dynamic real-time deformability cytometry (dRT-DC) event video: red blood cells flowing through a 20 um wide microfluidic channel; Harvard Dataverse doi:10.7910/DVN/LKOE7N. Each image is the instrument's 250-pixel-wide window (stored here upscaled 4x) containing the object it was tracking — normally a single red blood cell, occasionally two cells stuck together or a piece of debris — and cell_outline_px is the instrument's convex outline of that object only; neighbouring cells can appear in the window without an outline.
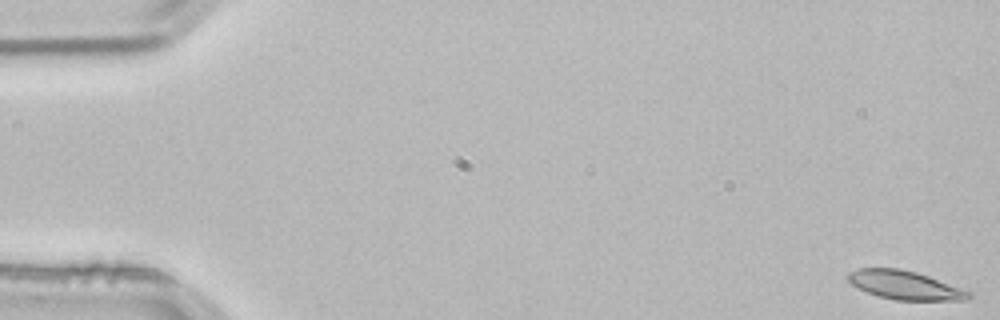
{"species": "common noctule bat (a hibernating species)", "species_latin": "Nyctalus noctula", "temperature_condition": "room temperature", "stored_images_in_passage": 53, "camera_frame_rate_fps": 3000, "um_per_image_px": 0.085, "animal": {"sex": "male", "body_mass_g": 21.5, "forearm_length_mm": 52.0}, "frame": {"image": 1, "passage_image": 1, "time_ms": 0.0, "image_size_px": [1000, 320], "cell_outline_px": [[976, 296], [968, 300], [896, 300], [880, 296], [868, 292], [852, 284], [844, 276], [848, 272], [860, 268], [900, 268], [916, 272], [928, 276], [972, 292]], "centroid_in_image_um": [76.95, 24.23], "position_along_channel_um": 8.1, "area_um2": 20.17}}
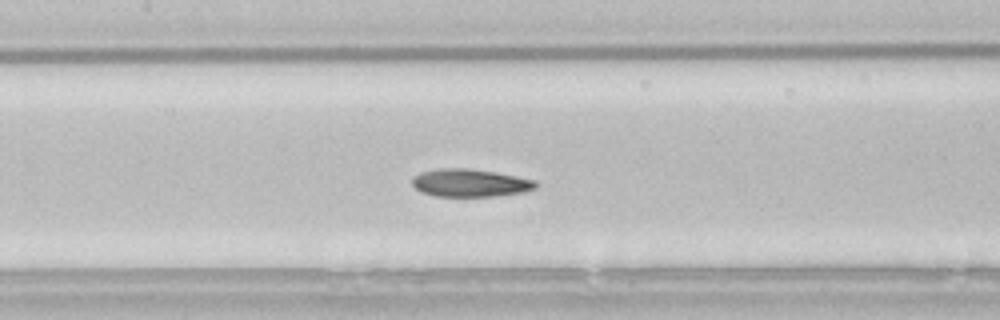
{"frame": {"image": 2, "passage_image": 25, "time_ms": 8.0, "image_size_px": [1000, 320], "cell_outline_px": [[536, 188], [524, 192], [496, 196], [436, 196], [420, 192], [412, 184], [412, 180], [420, 172], [440, 168], [468, 168], [496, 172], [536, 180]], "centroid_in_image_um": [39.96, 15.54], "position_along_channel_um": 167.4, "area_um2": 20.0}}
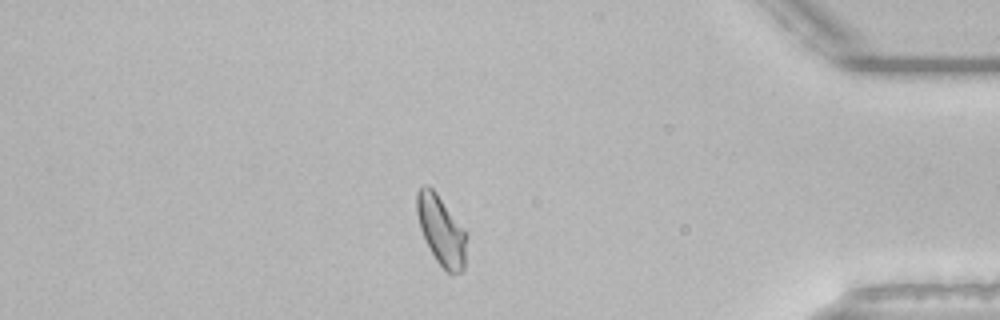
{"frame": {"image": 3, "passage_image": 46, "time_ms": 15.0, "image_size_px": [1000, 320], "cell_outline_px": [[468, 236], [464, 268], [460, 272], [448, 272], [436, 260], [424, 240], [420, 228], [416, 212], [416, 192], [424, 184], [428, 184], [436, 192]], "centroid_in_image_um": [37.48, 19.57], "position_along_channel_um": 397.7, "area_um2": 20.0}, "authors_computed_cell_mechanics": {"area_um2": 20.1722, "velocity_mm_per_s": 3.8013, "shape_relaxation_time_tau1_ms": 4.3849, "shape_relaxation_time_tau2_ms": 2.4736, "deformation_change_tau1": 0.1345, "deformation_change_tau2": 0.0824}}